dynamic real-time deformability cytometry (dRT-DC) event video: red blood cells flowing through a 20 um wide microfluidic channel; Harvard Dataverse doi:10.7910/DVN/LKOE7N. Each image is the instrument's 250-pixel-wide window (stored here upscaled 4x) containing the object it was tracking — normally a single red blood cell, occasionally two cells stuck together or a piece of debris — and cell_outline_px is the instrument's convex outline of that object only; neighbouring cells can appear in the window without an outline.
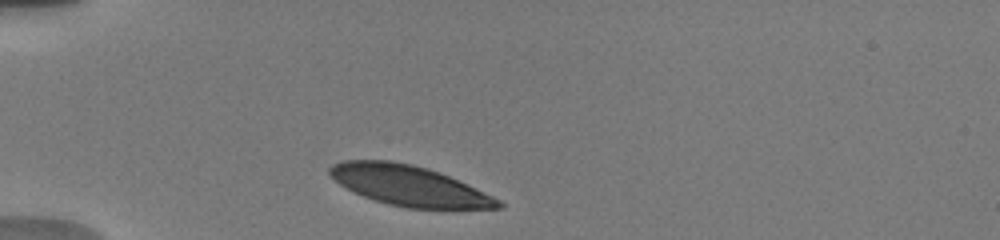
{"species": "human", "species_latin": "Homo sapiens", "temperature_condition": "warm", "stored_images_in_passage": 12, "camera_frame_rate_fps": 3000, "um_per_image_px": 0.085, "donor": {"sex": "male"}, "frame": {"image": 1, "passage_image": 1, "time_ms": 0.0, "image_size_px": [1000, 240], "cell_outline_px": [[504, 208], [408, 208], [388, 204], [364, 196], [340, 184], [328, 172], [328, 168], [332, 164], [340, 160], [388, 160], [412, 164], [448, 176], [492, 196], [500, 200], [504, 204]], "centroid_in_image_um": [34.74, 15.77], "position_along_channel_um": 50.3, "area_um2": 38.73}}
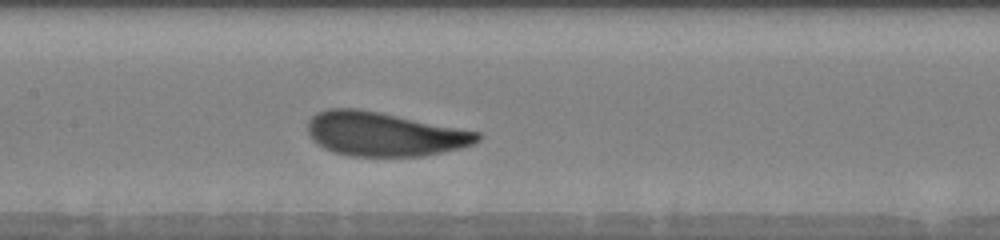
{"frame": {"image": 2, "passage_image": 7, "time_ms": 4.0, "image_size_px": [1000, 240], "cell_outline_px": [[484, 136], [480, 140], [472, 144], [460, 148], [424, 156], [348, 156], [332, 152], [316, 144], [312, 140], [308, 132], [308, 120], [316, 112], [328, 108], [360, 108], [480, 132]], "centroid_in_image_um": [32.63, 11.39], "position_along_channel_um": 174.8, "area_um2": 43.87}}
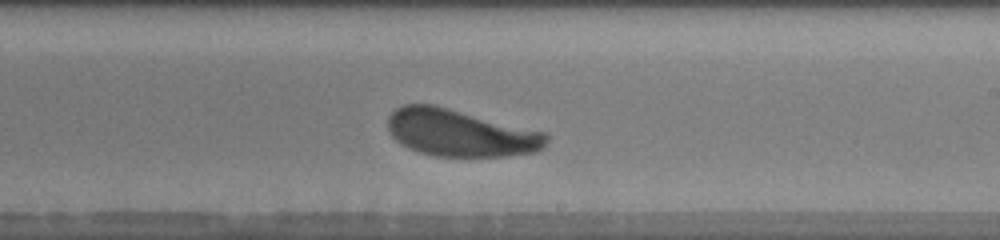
{"frame": {"image": 3, "passage_image": 10, "time_ms": 6.0, "image_size_px": [1000, 240], "cell_outline_px": [[548, 140], [544, 148], [536, 152], [508, 156], [436, 156], [420, 152], [408, 148], [396, 140], [392, 136], [388, 128], [388, 116], [396, 108], [404, 104], [436, 104], [548, 132]], "centroid_in_image_um": [39.17, 11.28], "position_along_channel_um": 249.8, "area_um2": 44.1}}